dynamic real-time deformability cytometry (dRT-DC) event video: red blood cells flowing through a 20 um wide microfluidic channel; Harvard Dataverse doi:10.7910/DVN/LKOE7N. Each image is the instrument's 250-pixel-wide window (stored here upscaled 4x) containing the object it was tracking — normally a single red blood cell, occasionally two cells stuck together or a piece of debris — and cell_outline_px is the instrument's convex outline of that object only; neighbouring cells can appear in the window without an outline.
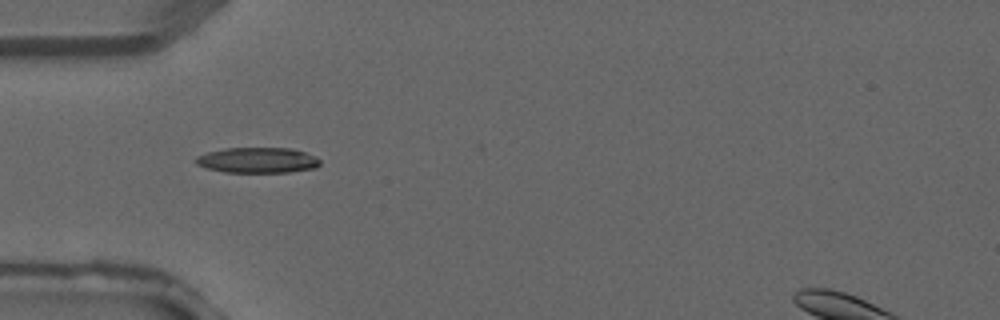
{"species": "common noctule bat (a hibernating species)", "species_latin": "Nyctalus noctula", "temperature_condition": "warm", "stored_images_in_passage": 3, "camera_frame_rate_fps": 3000, "um_per_image_px": 0.085, "animal": {"sex": "male", "forearm_length_mm": 52.5}, "frame": {"image": 1, "passage_image": 3, "time_ms": 0.667, "image_size_px": [1000, 320], "cell_outline_px": [[320, 164], [316, 168], [288, 172], [224, 172], [208, 168], [196, 164], [196, 156], [208, 152], [224, 148], [292, 148], [316, 156], [320, 160]], "centroid_in_image_um": [21.92, 13.61], "position_along_channel_um": 63.1, "area_um2": 18.44}}